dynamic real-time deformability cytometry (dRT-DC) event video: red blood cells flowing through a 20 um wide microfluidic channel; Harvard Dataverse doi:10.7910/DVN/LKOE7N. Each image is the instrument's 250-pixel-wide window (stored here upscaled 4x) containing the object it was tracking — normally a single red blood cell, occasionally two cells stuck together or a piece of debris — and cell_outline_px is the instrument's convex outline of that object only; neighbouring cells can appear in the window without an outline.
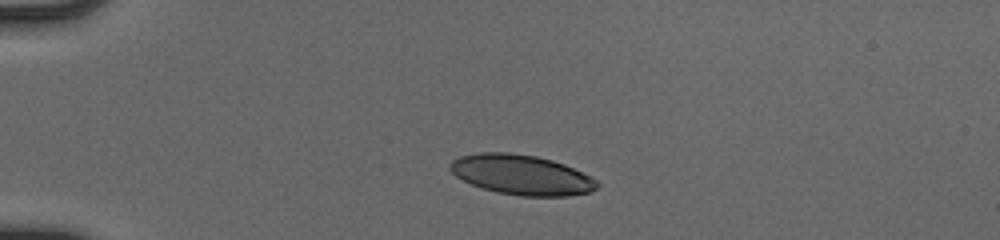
{"species": "human", "species_latin": "Homo sapiens", "temperature_condition": "cold", "stored_images_in_passage": 39, "camera_frame_rate_fps": 3000, "um_per_image_px": 0.085, "donor": {"sex": "male"}, "frame": {"image": 1, "passage_image": 1, "time_ms": 0.0, "image_size_px": [1000, 240], "cell_outline_px": [[600, 184], [596, 188], [588, 192], [568, 196], [520, 196], [496, 192], [472, 184], [456, 176], [448, 168], [448, 164], [452, 160], [460, 156], [480, 152], [508, 152], [536, 156], [552, 160], [564, 164], [592, 176]], "centroid_in_image_um": [44.32, 14.85], "position_along_channel_um": 40.7, "area_um2": 34.28}}
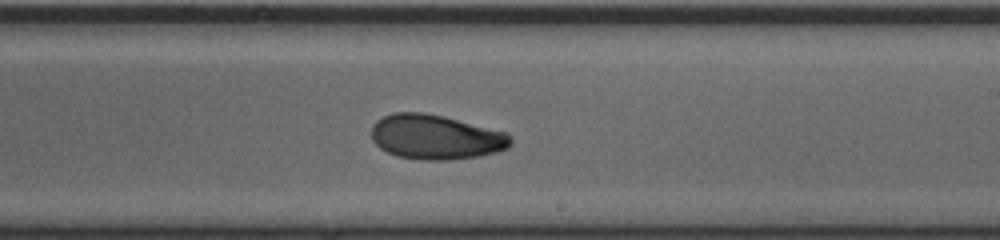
{"frame": {"image": 2, "passage_image": 20, "time_ms": 6.333, "image_size_px": [1000, 240], "cell_outline_px": [[512, 144], [508, 148], [496, 152], [480, 156], [448, 160], [420, 160], [396, 156], [380, 148], [372, 140], [372, 124], [376, 120], [392, 112], [424, 112], [444, 116], [508, 132], [512, 140]], "centroid_in_image_um": [37.05, 11.64], "position_along_channel_um": 252.0, "area_um2": 36.65}}
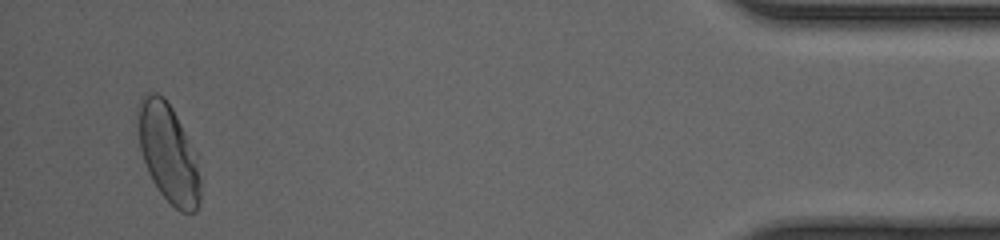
{"frame": {"image": 3, "passage_image": 37, "time_ms": 12.0, "image_size_px": [1000, 240], "cell_outline_px": [[200, 204], [196, 212], [180, 212], [160, 192], [152, 180], [148, 172], [140, 148], [136, 116], [136, 104], [140, 96], [144, 92], [156, 92], [164, 96], [172, 108], [196, 152], [200, 180]], "centroid_in_image_um": [14.29, 12.96], "position_along_channel_um": 420.9, "area_um2": 36.36}, "authors_computed_cell_mechanics": {"area_um2": 36.2984, "velocity_mm_per_s": 4.1255, "shape_relaxation_time_tau1_ms": 3.7325, "shape_relaxation_time_tau2_ms": 1.9841, "deformation_change_tau1": 0.1497, "deformation_change_tau2": 0.0671}}